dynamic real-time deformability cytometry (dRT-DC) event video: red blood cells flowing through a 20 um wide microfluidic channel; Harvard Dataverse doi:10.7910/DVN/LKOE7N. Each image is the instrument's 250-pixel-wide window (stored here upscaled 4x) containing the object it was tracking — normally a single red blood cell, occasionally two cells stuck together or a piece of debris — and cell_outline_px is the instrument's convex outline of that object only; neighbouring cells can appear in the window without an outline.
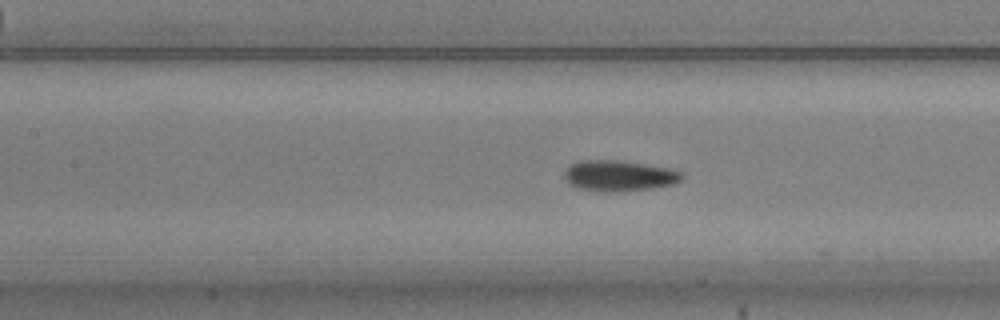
{"species": "common noctule bat (a hibernating species)", "species_latin": "Nyctalus noctula", "temperature_condition": "warm", "stored_images_in_passage": 39, "camera_frame_rate_fps": 3000, "um_per_image_px": 0.085, "animal": {"sex": "male", "body_mass_g": 20.5, "forearm_length_mm": 52.5}, "frame": {"image": 1, "passage_image": 9, "time_ms": 2.667, "image_size_px": [1000, 320], "cell_outline_px": [[684, 176], [680, 180], [672, 184], [648, 188], [616, 192], [580, 188], [572, 184], [564, 176], [564, 172], [572, 164], [580, 160], [616, 160], [644, 164], [668, 168], [684, 172]], "centroid_in_image_um": [52.65, 14.92], "position_along_channel_um": 154.7, "area_um2": 20.52}}
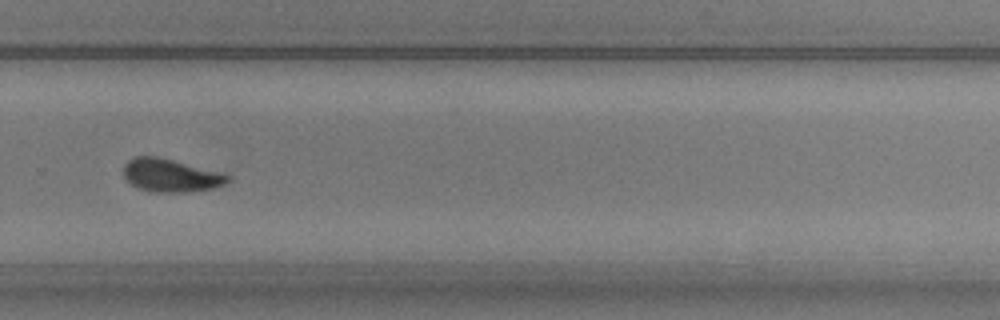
{"frame": {"image": 2, "passage_image": 22, "time_ms": 7.0, "image_size_px": [1000, 320], "cell_outline_px": [[228, 180], [224, 184], [212, 188], [184, 192], [152, 192], [136, 188], [124, 176], [124, 164], [132, 156], [156, 156], [220, 172], [228, 176]], "centroid_in_image_um": [14.44, 14.91], "position_along_channel_um": 315.4, "area_um2": 19.77}}
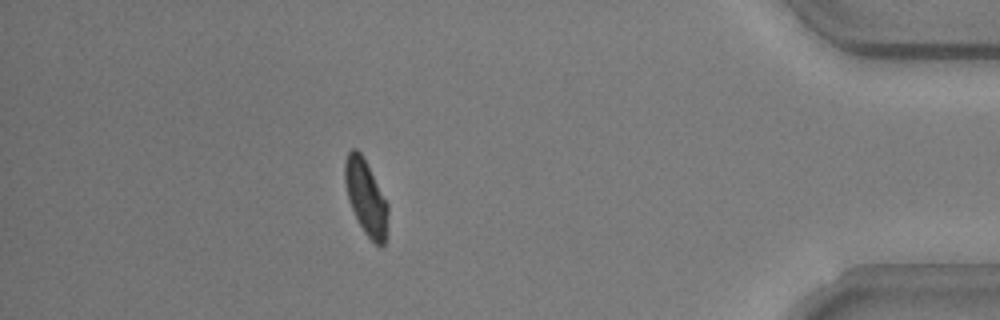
{"frame": {"image": 3, "passage_image": 33, "time_ms": 10.667, "image_size_px": [1000, 320], "cell_outline_px": [[388, 212], [384, 244], [380, 248], [364, 232], [352, 208], [348, 196], [344, 180], [344, 160], [348, 152], [352, 148], [356, 148], [360, 152], [388, 204]], "centroid_in_image_um": [31.09, 16.76], "position_along_channel_um": 404.1, "area_um2": 18.32}, "authors_computed_cell_mechanics": {"area_um2": 19.9988, "velocity_mm_per_s": 3.7214, "shape_relaxation_time_tau1_ms": null, "shape_relaxation_time_tau2_ms": 1.5514, "deformation_change_tau1": null, "deformation_change_tau2": 0.0611}}